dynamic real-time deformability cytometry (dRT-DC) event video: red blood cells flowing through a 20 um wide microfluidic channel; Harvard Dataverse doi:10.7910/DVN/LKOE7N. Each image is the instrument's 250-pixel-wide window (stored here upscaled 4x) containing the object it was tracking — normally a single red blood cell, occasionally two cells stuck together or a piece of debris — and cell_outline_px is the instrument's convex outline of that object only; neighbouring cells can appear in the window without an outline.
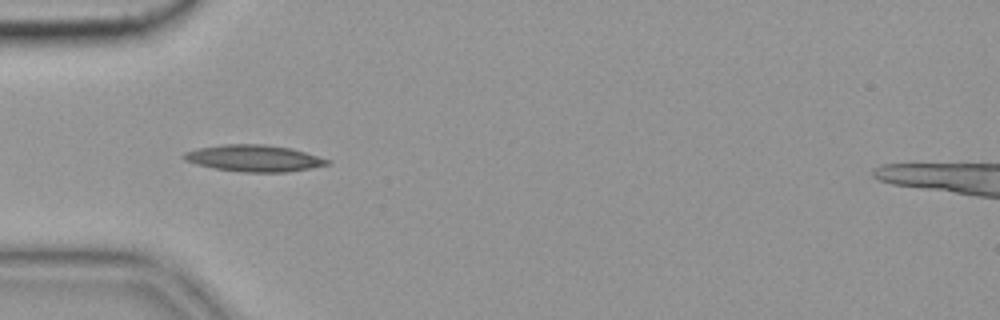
{"species": "common noctule bat (a hibernating species)", "species_latin": "Nyctalus noctula", "temperature_condition": "cold", "stored_images_in_passage": 56, "camera_frame_rate_fps": 3000, "um_per_image_px": 0.085, "animal": {"sex": "female", "body_mass_g": 19.9}, "frame": {"image": 1, "passage_image": 17, "time_ms": 5.333, "image_size_px": [1000, 320], "cell_outline_px": [[332, 164], [288, 172], [244, 172], [216, 168], [196, 164], [184, 160], [180, 156], [184, 152], [196, 148], [220, 144], [264, 144], [292, 148], [332, 160]], "centroid_in_image_um": [21.59, 13.44], "position_along_channel_um": 63.4, "area_um2": 22.48}, "authors_computed_cell_mechanics": {"area_um2": 19.1896, "velocity_mm_per_s": 3.576, "shape_relaxation_time_tau1_ms": null, "shape_relaxation_time_tau2_ms": 6.3492, "deformation_change_tau1": null, "deformation_change_tau2": 0.1753}}